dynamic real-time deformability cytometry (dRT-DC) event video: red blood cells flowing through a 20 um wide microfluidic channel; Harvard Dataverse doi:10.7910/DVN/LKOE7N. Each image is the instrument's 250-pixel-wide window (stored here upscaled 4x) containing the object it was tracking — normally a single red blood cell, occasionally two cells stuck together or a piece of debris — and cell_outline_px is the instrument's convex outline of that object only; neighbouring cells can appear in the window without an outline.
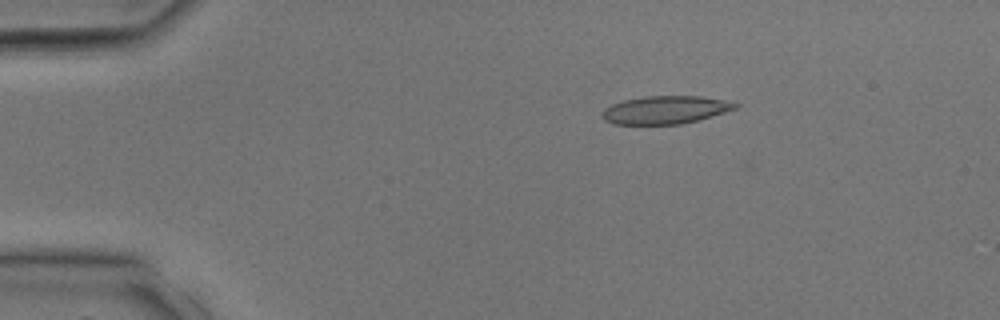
{"species": "common noctule bat (a hibernating species)", "species_latin": "Nyctalus noctula", "temperature_condition": "room temperature", "stored_images_in_passage": 33, "camera_frame_rate_fps": 3000, "um_per_image_px": 0.085, "animal": {"sex": "male", "body_mass_g": 17.9, "forearm_length_mm": 54.2}, "frame": {"image": 1, "passage_image": 6, "time_ms": 1.667, "image_size_px": [1000, 320], "cell_outline_px": [[740, 104], [736, 108], [700, 120], [680, 124], [612, 124], [604, 120], [600, 116], [604, 108], [612, 104], [624, 100], [644, 96], [700, 96], [724, 100]], "centroid_in_image_um": [56.52, 9.34], "position_along_channel_um": 28.5, "area_um2": 21.73}}
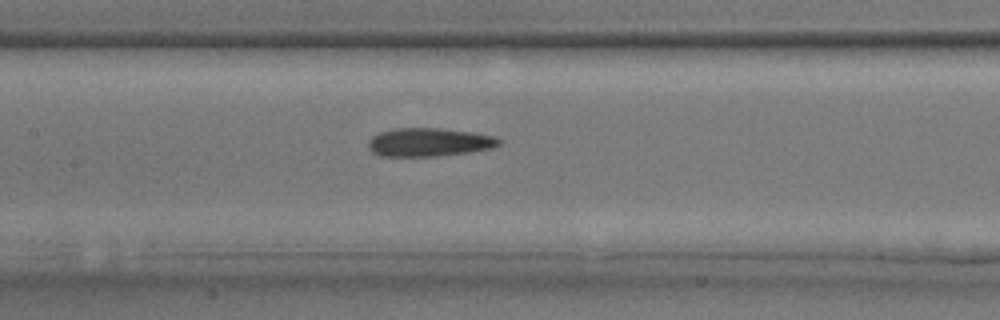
{"frame": {"image": 2, "passage_image": 16, "time_ms": 5.0, "image_size_px": [1000, 320], "cell_outline_px": [[504, 140], [500, 144], [492, 148], [468, 152], [436, 156], [380, 156], [372, 152], [368, 148], [368, 140], [372, 136], [380, 132], [392, 128], [440, 128], [472, 132], [496, 136]], "centroid_in_image_um": [36.47, 12.08], "position_along_channel_um": 170.9, "area_um2": 21.85}}
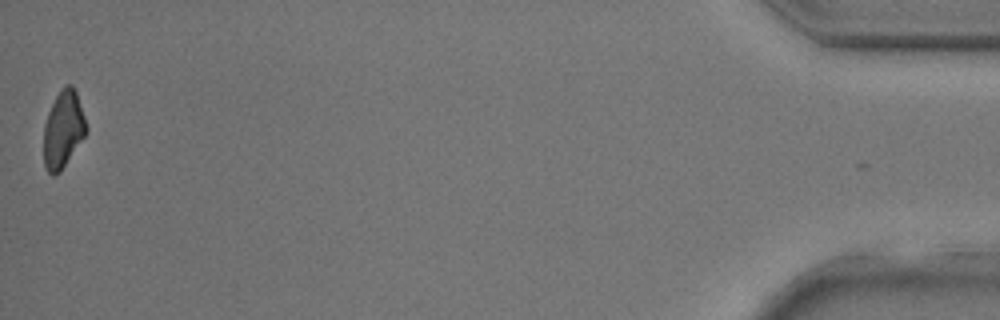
{"frame": {"image": 3, "passage_image": 33, "time_ms": 10.667, "image_size_px": [1000, 320], "cell_outline_px": [[88, 128], [84, 136], [60, 172], [52, 176], [44, 168], [44, 124], [48, 112], [56, 96], [64, 84], [72, 84], [76, 92]], "centroid_in_image_um": [5.36, 11.0], "position_along_channel_um": 429.8, "area_um2": 18.96}}